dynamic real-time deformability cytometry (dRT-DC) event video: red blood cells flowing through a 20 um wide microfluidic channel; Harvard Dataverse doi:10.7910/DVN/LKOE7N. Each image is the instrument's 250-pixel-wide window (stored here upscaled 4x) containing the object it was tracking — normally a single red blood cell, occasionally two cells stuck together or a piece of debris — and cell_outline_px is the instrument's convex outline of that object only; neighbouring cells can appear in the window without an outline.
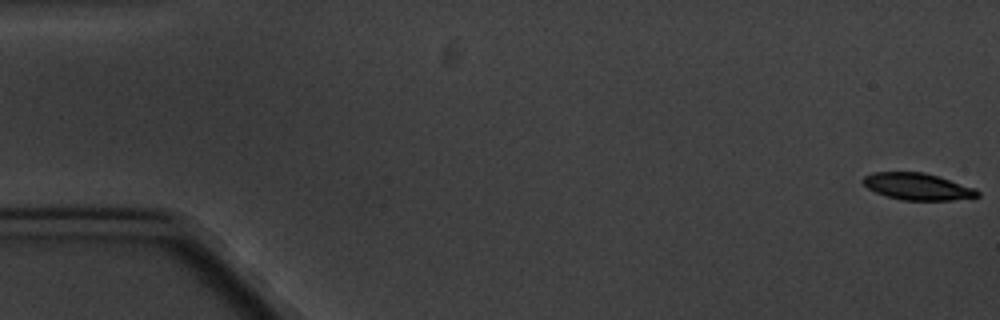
{"species": "common noctule bat (a hibernating species)", "species_latin": "Nyctalus noctula", "temperature_condition": "cold", "stored_images_in_passage": 7, "camera_frame_rate_fps": 3000, "um_per_image_px": 0.085, "animal": {"sex": "male", "body_mass_g": 20.1, "forearm_length_mm": 53.5}, "frame": {"image": 1, "passage_image": 1, "time_ms": 0.0, "image_size_px": [1000, 320], "cell_outline_px": [[980, 196], [952, 200], [904, 200], [888, 196], [876, 192], [868, 188], [860, 180], [864, 176], [872, 172], [924, 172], [976, 188], [980, 192]], "centroid_in_image_um": [77.99, 15.85], "position_along_channel_um": 7.0, "area_um2": 17.8}}
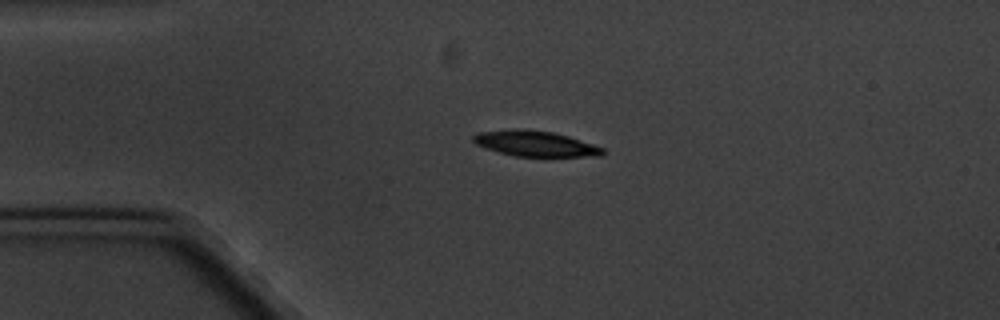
{"frame": {"image": 2, "passage_image": 5, "time_ms": 4.333, "image_size_px": [1000, 320], "cell_outline_px": [[604, 152], [600, 156], [516, 156], [500, 152], [476, 144], [472, 140], [472, 136], [476, 132], [516, 128], [520, 128], [552, 132], [568, 136], [604, 148]], "centroid_in_image_um": [45.46, 12.19], "position_along_channel_um": 39.5, "area_um2": 19.07}}